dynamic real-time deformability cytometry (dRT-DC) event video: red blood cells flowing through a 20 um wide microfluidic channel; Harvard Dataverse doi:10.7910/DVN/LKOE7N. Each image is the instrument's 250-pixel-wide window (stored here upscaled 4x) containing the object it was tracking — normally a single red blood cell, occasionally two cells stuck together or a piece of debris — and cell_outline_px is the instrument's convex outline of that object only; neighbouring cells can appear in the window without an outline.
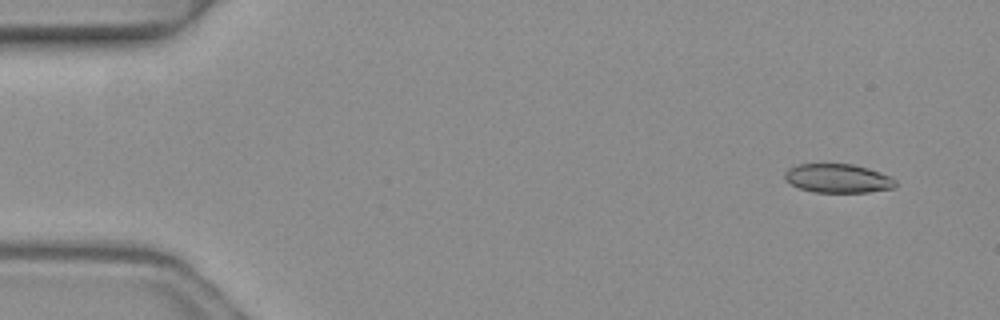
{"species": "common noctule bat (a hibernating species)", "species_latin": "Nyctalus noctula", "temperature_condition": "warm", "stored_images_in_passage": 4, "camera_frame_rate_fps": 3000, "um_per_image_px": 0.085, "animal": {"sex": "female", "body_mass_g": 19.3, "forearm_length_mm": 54.1}, "frame": {"image": 1, "passage_image": 1, "time_ms": 0.0, "image_size_px": [1000, 320], "cell_outline_px": [[896, 188], [868, 192], [812, 192], [800, 188], [784, 180], [784, 172], [788, 168], [800, 164], [852, 164], [868, 168], [892, 176], [896, 180]], "centroid_in_image_um": [71.24, 15.16], "position_along_channel_um": 13.8, "area_um2": 18.79}}
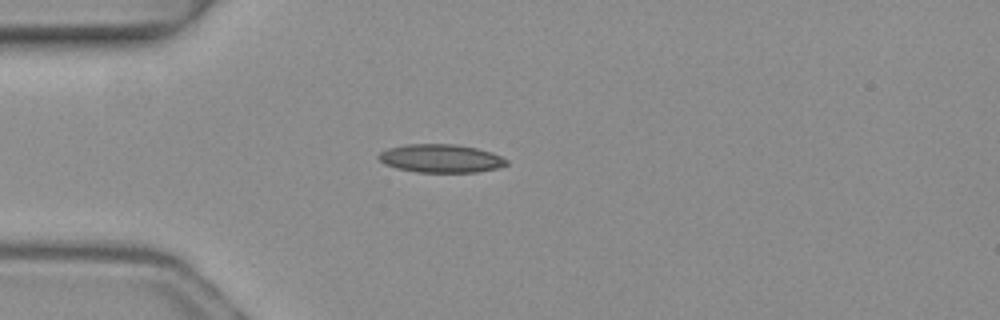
{"frame": {"image": 2, "passage_image": 4, "time_ms": 1.0, "image_size_px": [1000, 320], "cell_outline_px": [[508, 164], [496, 168], [476, 172], [416, 172], [396, 168], [384, 164], [376, 156], [380, 152], [388, 148], [408, 144], [456, 144], [476, 148], [492, 152], [508, 160]], "centroid_in_image_um": [37.45, 13.46], "position_along_channel_um": 47.6, "area_um2": 21.1}}